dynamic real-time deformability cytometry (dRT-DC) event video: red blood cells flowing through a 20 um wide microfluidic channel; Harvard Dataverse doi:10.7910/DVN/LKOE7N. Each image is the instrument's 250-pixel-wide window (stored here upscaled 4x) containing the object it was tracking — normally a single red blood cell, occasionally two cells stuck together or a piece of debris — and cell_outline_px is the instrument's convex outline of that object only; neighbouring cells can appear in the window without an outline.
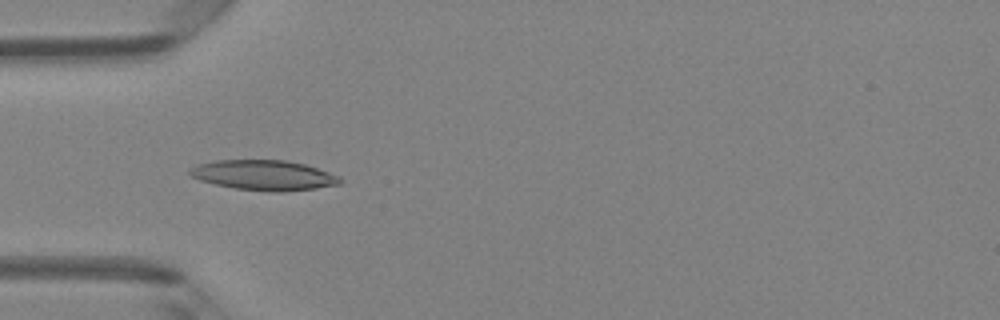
{"species": "Egyptian fruit bat (a non-hibernating species)", "species_latin": "Rousettus aegyptiacus", "temperature_condition": "room temperature", "stored_images_in_passage": 5, "camera_frame_rate_fps": 3000, "um_per_image_px": 0.085, "animal": {"sex": "female"}, "frame": {"image": 1, "passage_image": 3, "time_ms": 0.667, "image_size_px": [1000, 320], "cell_outline_px": [[344, 180], [340, 184], [316, 188], [280, 192], [276, 192], [236, 188], [216, 184], [200, 180], [192, 176], [188, 172], [196, 164], [216, 160], [284, 160], [304, 164], [340, 176]], "centroid_in_image_um": [22.45, 14.89], "position_along_channel_um": 62.5, "area_um2": 26.13}}
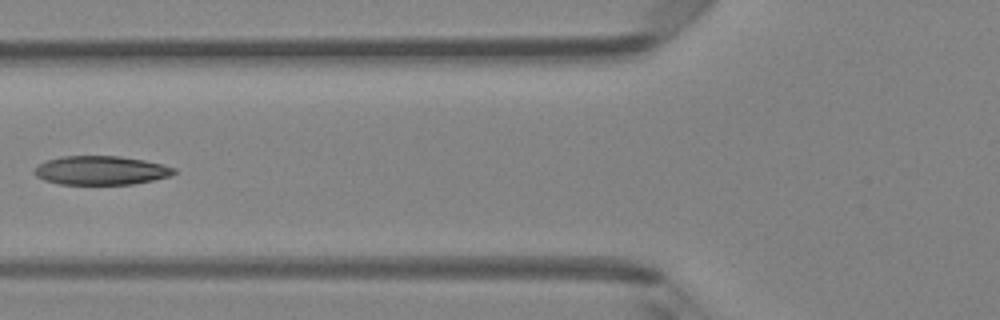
{"frame": {"image": 2, "passage_image": 4, "time_ms": 1.0, "image_size_px": [1000, 320], "cell_outline_px": [[176, 172], [168, 176], [152, 180], [132, 184], [60, 184], [44, 180], [36, 176], [32, 172], [40, 164], [48, 160], [60, 156], [120, 156], [144, 160], [176, 168]], "centroid_in_image_um": [8.56, 14.48], "position_along_channel_um": 117.2, "area_um2": 23.29}}
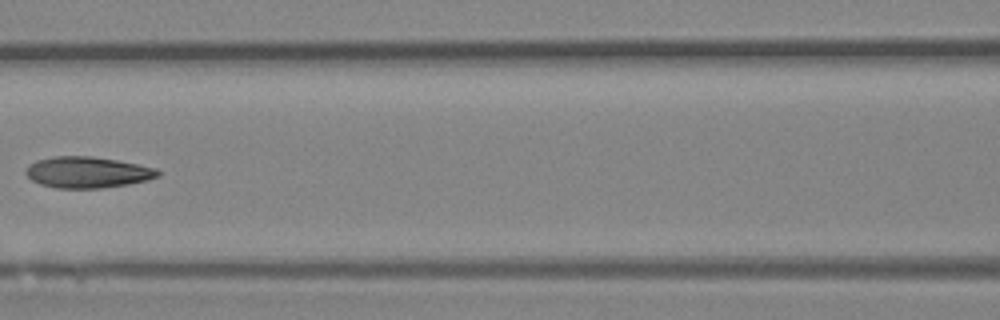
{"frame": {"image": 3, "passage_image": 5, "time_ms": 1.333, "image_size_px": [1000, 320], "cell_outline_px": [[160, 176], [148, 180], [128, 184], [100, 188], [56, 188], [40, 184], [32, 180], [24, 172], [28, 164], [36, 160], [52, 156], [92, 156], [116, 160], [156, 168], [160, 172]], "centroid_in_image_um": [7.41, 14.64], "position_along_channel_um": 159.2, "area_um2": 24.04}}